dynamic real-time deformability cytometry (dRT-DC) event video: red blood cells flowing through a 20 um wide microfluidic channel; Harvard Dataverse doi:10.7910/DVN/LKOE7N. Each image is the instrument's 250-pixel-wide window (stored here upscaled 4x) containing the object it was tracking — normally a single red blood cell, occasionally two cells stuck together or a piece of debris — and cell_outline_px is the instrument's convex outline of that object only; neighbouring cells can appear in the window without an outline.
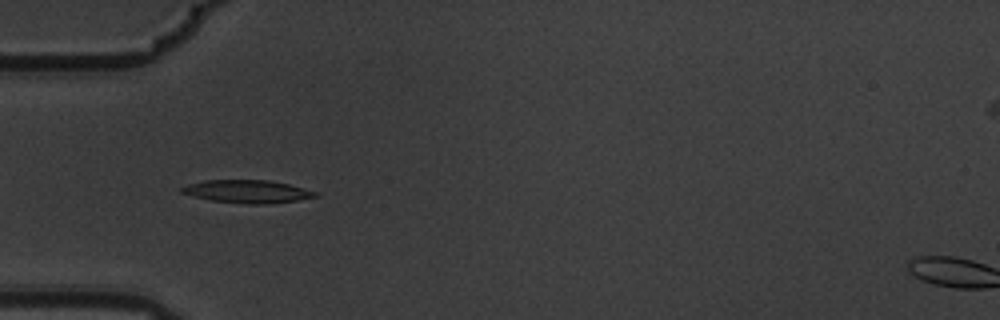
{"species": "common noctule bat (a hibernating species)", "species_latin": "Nyctalus noctula", "temperature_condition": "warm", "stored_images_in_passage": 7, "camera_frame_rate_fps": 3000, "um_per_image_px": 0.085, "animal": {"sex": "male", "body_mass_g": 19.5, "forearm_length_mm": 54.6}, "frame": {"image": 1, "passage_image": 6, "time_ms": 1.667, "image_size_px": [1000, 320], "cell_outline_px": [[320, 196], [296, 200], [268, 204], [248, 204], [212, 200], [192, 196], [180, 192], [180, 188], [188, 184], [204, 180], [268, 180], [288, 184], [316, 192]], "centroid_in_image_um": [21.0, 16.27], "position_along_channel_um": 64.0, "area_um2": 17.69}}
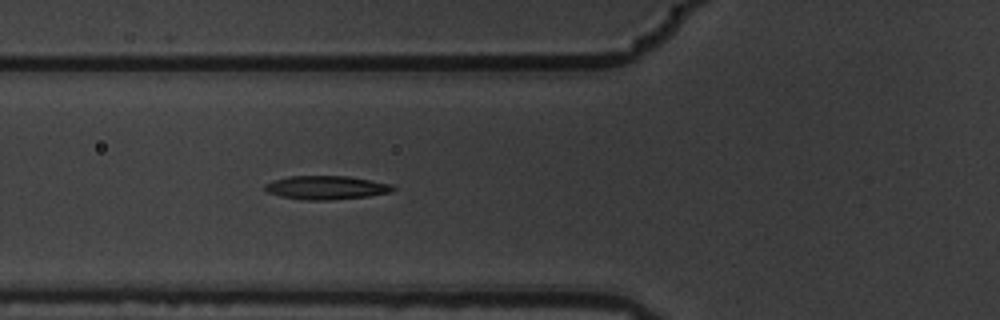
{"frame": {"image": 2, "passage_image": 7, "time_ms": 2.0, "image_size_px": [1000, 320], "cell_outline_px": [[396, 188], [392, 192], [368, 196], [328, 200], [300, 200], [280, 196], [268, 192], [264, 188], [264, 184], [288, 176], [348, 176], [392, 184]], "centroid_in_image_um": [27.74, 15.95], "position_along_channel_um": 98.1, "area_um2": 17.63}}